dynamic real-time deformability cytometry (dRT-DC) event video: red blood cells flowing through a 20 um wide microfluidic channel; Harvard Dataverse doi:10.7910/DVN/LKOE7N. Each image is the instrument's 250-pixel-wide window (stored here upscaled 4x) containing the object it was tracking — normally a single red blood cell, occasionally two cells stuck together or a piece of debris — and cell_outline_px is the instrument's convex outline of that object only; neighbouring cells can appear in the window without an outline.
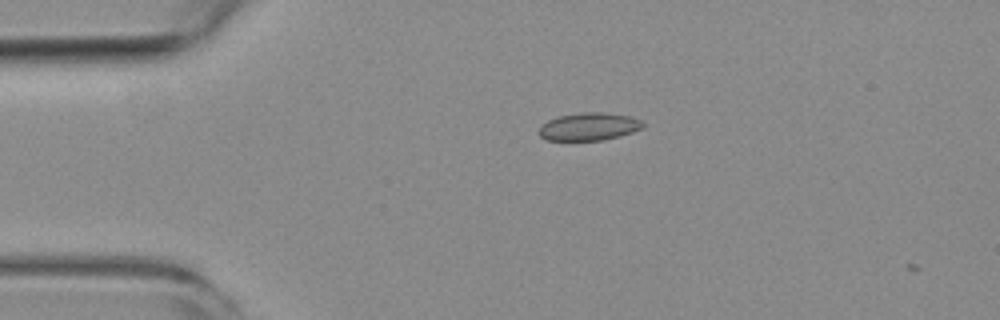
{"species": "common noctule bat (a hibernating species)", "species_latin": "Nyctalus noctula", "temperature_condition": "room temperature", "stored_images_in_passage": 3, "camera_frame_rate_fps": 3000, "um_per_image_px": 0.085, "animal": {"sex": "female", "body_mass_g": 19.3, "forearm_length_mm": 54.1}, "frame": {"image": 1, "passage_image": 2, "time_ms": 1.0, "image_size_px": [1000, 320], "cell_outline_px": [[644, 128], [620, 136], [600, 140], [544, 140], [540, 136], [540, 128], [548, 120], [560, 116], [584, 112], [604, 112], [628, 116], [640, 120], [644, 124]], "centroid_in_image_um": [50.09, 10.76], "position_along_channel_um": 34.9, "area_um2": 16.59}}